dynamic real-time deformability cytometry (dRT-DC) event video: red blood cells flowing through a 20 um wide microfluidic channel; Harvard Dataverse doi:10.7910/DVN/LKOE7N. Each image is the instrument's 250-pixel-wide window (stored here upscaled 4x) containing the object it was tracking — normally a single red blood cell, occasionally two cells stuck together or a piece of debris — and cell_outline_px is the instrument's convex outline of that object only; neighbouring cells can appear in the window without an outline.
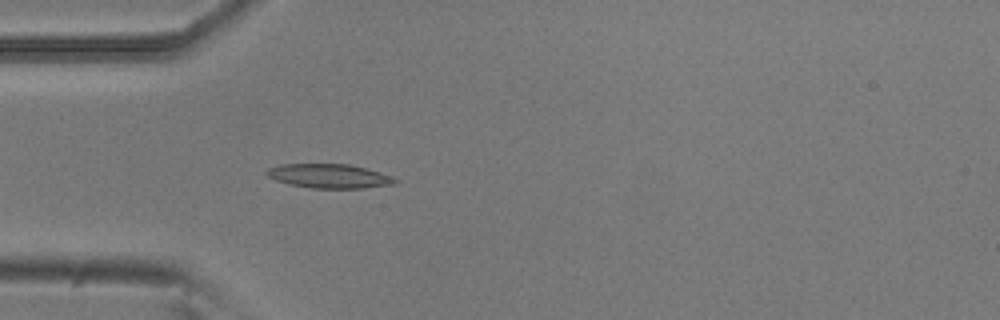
{"species": "common noctule bat (a hibernating species)", "species_latin": "Nyctalus noctula", "temperature_condition": "room temperature", "stored_images_in_passage": 20, "camera_frame_rate_fps": 3000, "um_per_image_px": 0.085, "animal": {"sex": "male", "body_mass_g": 20.5, "forearm_length_mm": 52.5}, "frame": {"image": 1, "passage_image": 3, "time_ms": 0.667, "image_size_px": [1000, 320], "cell_outline_px": [[396, 184], [364, 188], [312, 188], [288, 184], [276, 180], [268, 176], [264, 172], [268, 168], [280, 164], [348, 164], [380, 172], [396, 180]], "centroid_in_image_um": [27.93, 14.96], "position_along_channel_um": 57.1, "area_um2": 17.92}}
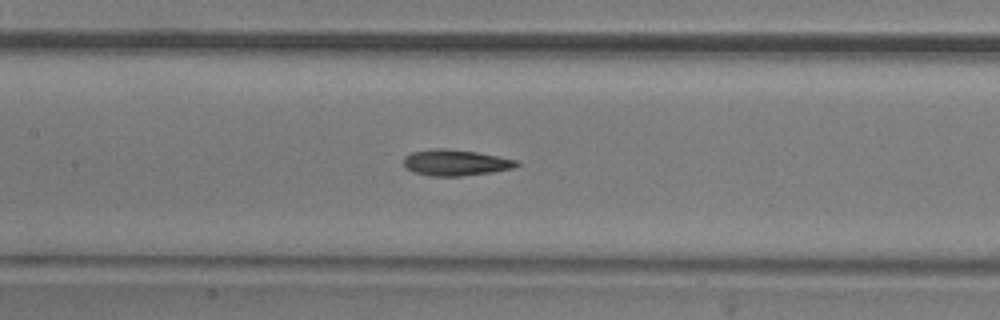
{"frame": {"image": 2, "passage_image": 12, "time_ms": 3.667, "image_size_px": [1000, 320], "cell_outline_px": [[520, 164], [516, 168], [492, 172], [460, 176], [428, 176], [412, 172], [404, 168], [404, 156], [412, 152], [432, 148], [444, 148], [476, 152], [516, 160]], "centroid_in_image_um": [38.68, 13.83], "position_along_channel_um": 168.7, "area_um2": 17.28}}
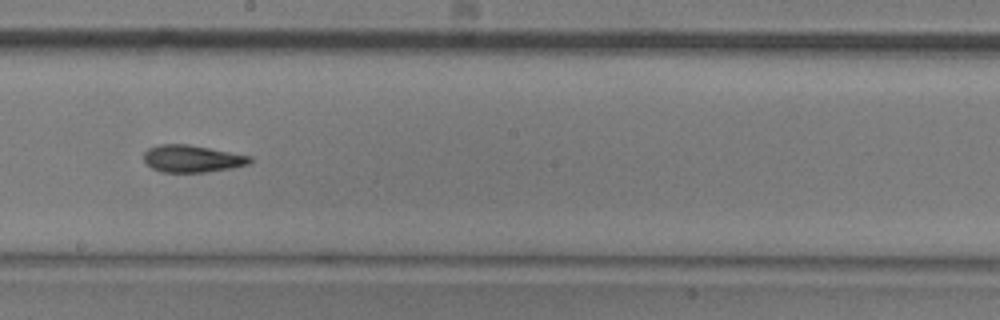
{"frame": {"image": 3, "passage_image": 17, "time_ms": 5.333, "image_size_px": [1000, 320], "cell_outline_px": [[252, 164], [232, 168], [204, 172], [164, 172], [152, 168], [144, 160], [144, 152], [148, 148], [160, 144], [188, 144], [252, 156]], "centroid_in_image_um": [16.37, 13.48], "position_along_channel_um": 231.8, "area_um2": 16.82}}